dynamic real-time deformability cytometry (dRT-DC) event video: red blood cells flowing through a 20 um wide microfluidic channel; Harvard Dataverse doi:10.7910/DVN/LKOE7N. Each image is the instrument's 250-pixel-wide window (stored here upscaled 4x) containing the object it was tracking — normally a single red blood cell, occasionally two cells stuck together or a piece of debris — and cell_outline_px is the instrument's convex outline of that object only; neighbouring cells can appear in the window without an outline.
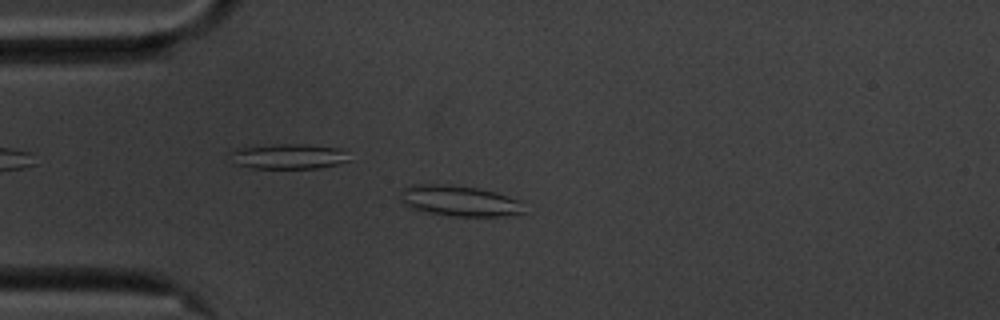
{"species": "common noctule bat (a hibernating species)", "species_latin": "Nyctalus noctula", "temperature_condition": "cold", "stored_images_in_passage": 55, "camera_frame_rate_fps": 3000, "um_per_image_px": 0.085, "animal": {"sex": "male", "body_mass_g": 20.1, "forearm_length_mm": 53.5}, "frame": {"image": 1, "passage_image": 13, "time_ms": 4.0, "image_size_px": [1000, 320], "cell_outline_px": [[524, 212], [500, 216], [452, 216], [428, 212], [408, 208], [400, 200], [404, 188], [412, 184], [448, 184], [476, 188], [496, 192], [516, 200]], "centroid_in_image_um": [38.95, 17.07], "position_along_channel_um": 46.1, "area_um2": 21.73}}
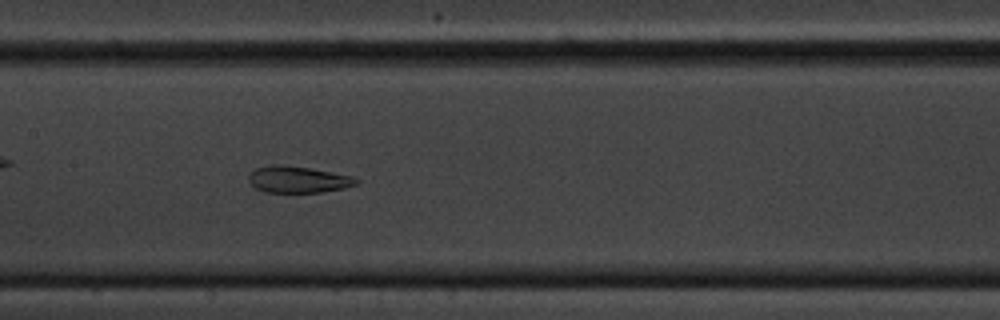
{"frame": {"image": 2, "passage_image": 26, "time_ms": 8.333, "image_size_px": [1000, 320], "cell_outline_px": [[360, 180], [356, 184], [344, 188], [324, 192], [268, 192], [256, 188], [248, 180], [248, 176], [256, 168], [308, 168], [352, 176]], "centroid_in_image_um": [25.42, 15.32], "position_along_channel_um": 182.0, "area_um2": 15.61}}
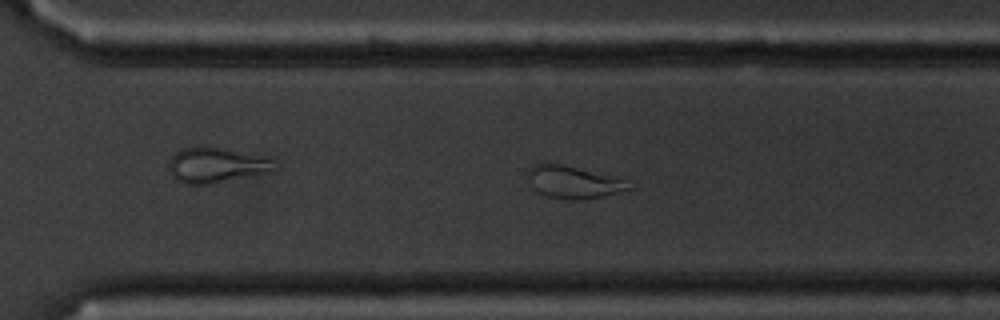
{"frame": {"image": 3, "passage_image": 38, "time_ms": 12.333, "image_size_px": [1000, 320], "cell_outline_px": [[632, 188], [600, 196], [576, 200], [572, 200], [548, 196], [540, 192], [536, 188], [528, 176], [528, 168], [536, 164], [548, 160], [624, 176]], "centroid_in_image_um": [48.82, 15.39], "position_along_channel_um": 321.8, "area_um2": 19.65}, "authors_computed_cell_mechanics": {"area_um2": 22.4264, "velocity_mm_per_s": 3.5211, "shape_relaxation_time_tau1_ms": null, "shape_relaxation_time_tau2_ms": 2.4824, "deformation_change_tau1": null, "deformation_change_tau2": 0.0691}}